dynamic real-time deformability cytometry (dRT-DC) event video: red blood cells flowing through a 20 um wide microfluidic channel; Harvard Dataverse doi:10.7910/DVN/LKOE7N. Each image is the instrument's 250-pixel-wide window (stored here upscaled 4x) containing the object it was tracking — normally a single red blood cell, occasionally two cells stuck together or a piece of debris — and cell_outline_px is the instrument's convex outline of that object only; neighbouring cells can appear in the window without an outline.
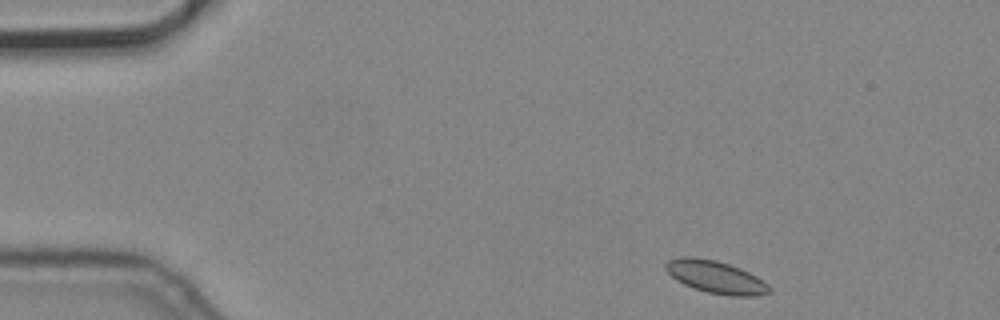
{"species": "common noctule bat (a hibernating species)", "species_latin": "Nyctalus noctula", "temperature_condition": "cold", "stored_images_in_passage": 12, "camera_frame_rate_fps": 3000, "um_per_image_px": 0.085, "animal": {"sex": "male", "body_mass_g": 19.2, "forearm_length_mm": 51.8}, "frame": {"image": 1, "passage_image": 1, "time_ms": 0.0, "image_size_px": [1000, 320], "cell_outline_px": [[772, 288], [768, 292], [756, 296], [728, 296], [708, 292], [684, 284], [676, 280], [664, 268], [664, 264], [668, 260], [680, 256], [692, 256], [716, 260], [740, 268], [756, 276], [768, 284]], "centroid_in_image_um": [60.82, 23.53], "position_along_channel_um": 24.2, "area_um2": 19.59}}
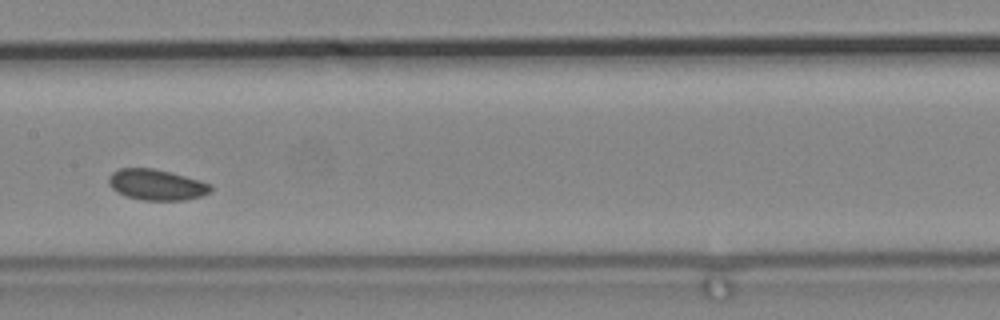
{"frame": {"image": 2, "passage_image": 6, "time_ms": 1.667, "image_size_px": [1000, 320], "cell_outline_px": [[212, 192], [200, 196], [184, 200], [144, 200], [124, 196], [116, 192], [108, 184], [108, 180], [112, 172], [120, 168], [152, 168], [200, 180], [212, 184]], "centroid_in_image_um": [13.3, 15.71], "position_along_channel_um": 194.1, "area_um2": 18.32}}
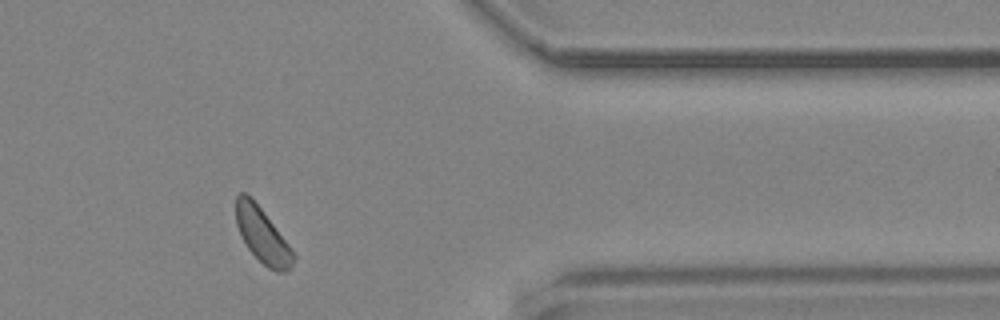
{"frame": {"image": 3, "passage_image": 11, "time_ms": 3.333, "image_size_px": [1000, 320], "cell_outline_px": [[296, 256], [292, 268], [284, 272], [276, 272], [268, 268], [248, 248], [236, 224], [236, 196], [240, 192], [244, 192], [260, 208], [288, 244]], "centroid_in_image_um": [22.32, 20.05], "position_along_channel_um": 389.1, "area_um2": 17.8}}